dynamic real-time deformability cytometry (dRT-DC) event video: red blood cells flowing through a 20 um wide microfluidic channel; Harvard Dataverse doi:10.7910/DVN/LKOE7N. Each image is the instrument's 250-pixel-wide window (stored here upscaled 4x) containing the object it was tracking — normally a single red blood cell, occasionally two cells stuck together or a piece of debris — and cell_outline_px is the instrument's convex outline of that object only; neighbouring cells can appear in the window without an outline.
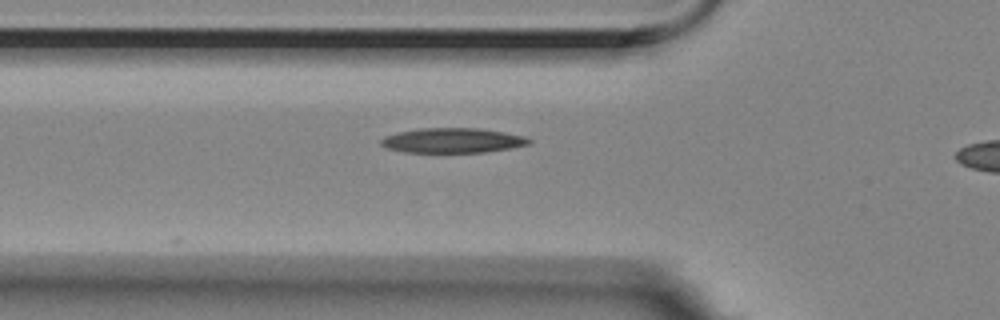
{"species": "Egyptian fruit bat (a non-hibernating species)", "species_latin": "Rousettus aegyptiacus", "temperature_condition": "room temperature", "stored_images_in_passage": 3, "segment_of_instrument_passage": [1, 2], "camera_frame_rate_fps": 3000, "um_per_image_px": 0.085, "animal": {"sex": "female"}, "frame": {"image": 1, "passage_image": 2, "time_ms": 0.333, "image_size_px": [1000, 320], "cell_outline_px": [[532, 144], [484, 152], [404, 152], [384, 148], [380, 144], [380, 140], [384, 136], [400, 132], [420, 128], [476, 128], [504, 132], [524, 136], [532, 140]], "centroid_in_image_um": [38.44, 11.94], "position_along_channel_um": 87.4, "area_um2": 21.39}}